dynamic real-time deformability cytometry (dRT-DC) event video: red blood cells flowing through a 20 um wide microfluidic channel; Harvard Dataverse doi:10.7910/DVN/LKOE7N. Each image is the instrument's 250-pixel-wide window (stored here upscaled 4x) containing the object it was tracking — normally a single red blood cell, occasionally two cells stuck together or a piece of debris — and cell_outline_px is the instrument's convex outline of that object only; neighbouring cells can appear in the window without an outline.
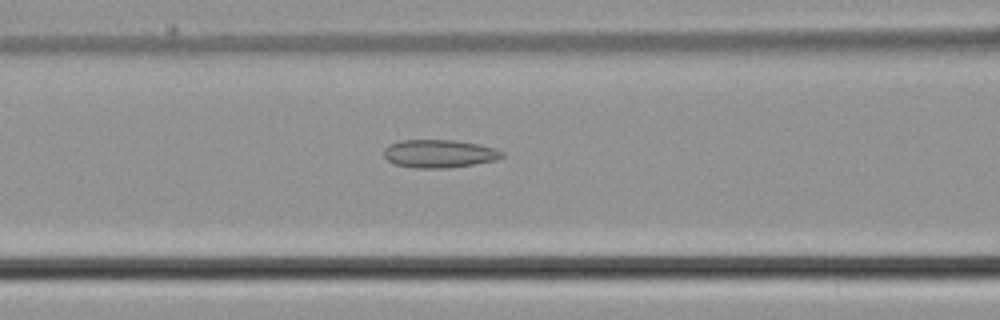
{"species": "common noctule bat (a hibernating species)", "species_latin": "Nyctalus noctula", "temperature_condition": "cold", "stored_images_in_passage": 49, "camera_frame_rate_fps": 3000, "um_per_image_px": 0.085, "animal": {"sex": "male", "body_mass_g": 21.5, "forearm_length_mm": 52.0}, "frame": {"image": 1, "passage_image": 20, "time_ms": 6.333, "image_size_px": [1000, 320], "cell_outline_px": [[504, 156], [496, 160], [472, 164], [444, 168], [412, 168], [396, 164], [388, 160], [384, 156], [384, 148], [388, 144], [400, 140], [456, 140], [480, 144], [496, 148], [504, 152]], "centroid_in_image_um": [37.34, 13.05], "position_along_channel_um": 129.3, "area_um2": 19.42}}
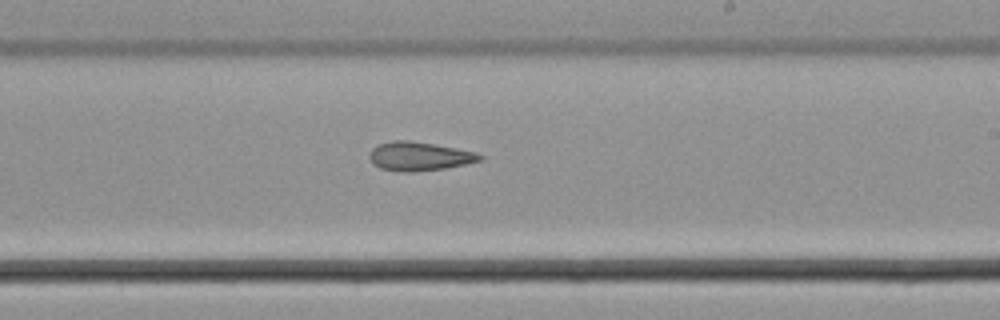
{"frame": {"image": 2, "passage_image": 29, "time_ms": 9.333, "image_size_px": [1000, 320], "cell_outline_px": [[484, 160], [444, 168], [412, 172], [400, 172], [380, 168], [368, 156], [372, 148], [376, 144], [392, 140], [408, 140], [456, 148], [476, 152], [484, 156]], "centroid_in_image_um": [35.64, 13.28], "position_along_channel_um": 253.4, "area_um2": 18.5}}
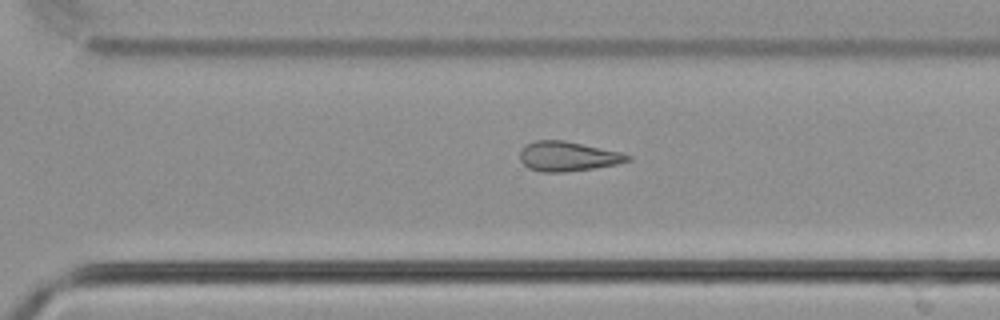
{"frame": {"image": 3, "passage_image": 34, "time_ms": 11.0, "image_size_px": [1000, 320], "cell_outline_px": [[632, 160], [616, 164], [592, 168], [564, 172], [540, 172], [528, 168], [520, 160], [520, 152], [524, 144], [536, 140], [564, 140], [620, 152], [632, 156]], "centroid_in_image_um": [48.23, 13.28], "position_along_channel_um": 322.4, "area_um2": 18.61}}